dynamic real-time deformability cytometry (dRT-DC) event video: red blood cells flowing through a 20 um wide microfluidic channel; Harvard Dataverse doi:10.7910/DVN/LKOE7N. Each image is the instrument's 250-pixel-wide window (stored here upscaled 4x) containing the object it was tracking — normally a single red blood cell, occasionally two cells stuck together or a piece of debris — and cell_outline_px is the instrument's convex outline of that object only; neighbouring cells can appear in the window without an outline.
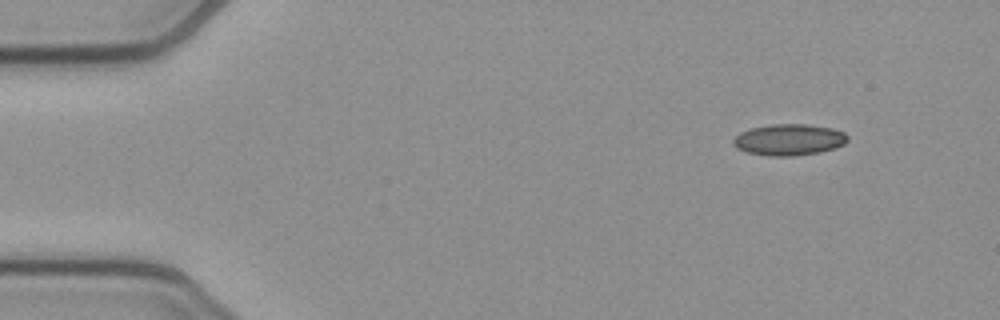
{"species": "common noctule bat (a hibernating species)", "species_latin": "Nyctalus noctula", "temperature_condition": "cold", "stored_images_in_passage": 48, "camera_frame_rate_fps": 3000, "um_per_image_px": 0.085, "animal": {"sex": "female", "body_mass_g": 21.9}, "frame": {"image": 1, "passage_image": 1, "time_ms": 0.0, "image_size_px": [1000, 320], "cell_outline_px": [[848, 140], [844, 144], [836, 148], [820, 152], [792, 156], [768, 156], [748, 152], [736, 148], [732, 144], [732, 140], [740, 132], [752, 128], [772, 124], [808, 124], [832, 128], [844, 132], [848, 136]], "centroid_in_image_um": [67.07, 11.87], "position_along_channel_um": 17.9, "area_um2": 20.98}}
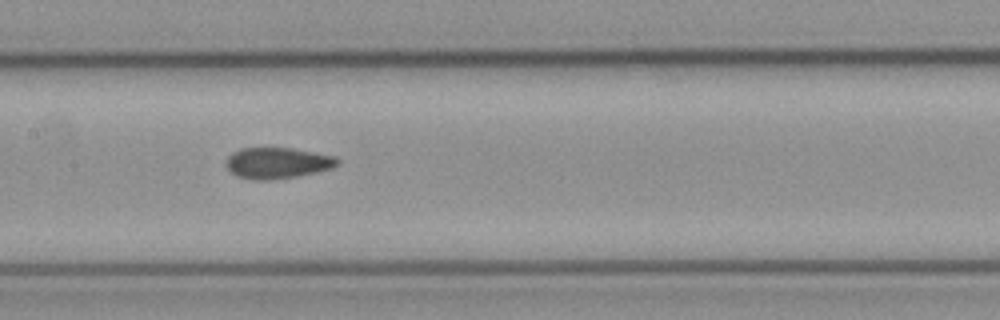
{"frame": {"image": 2, "passage_image": 21, "time_ms": 6.667, "image_size_px": [1000, 320], "cell_outline_px": [[340, 164], [332, 168], [316, 172], [296, 176], [268, 180], [256, 180], [236, 176], [224, 164], [224, 160], [232, 152], [240, 148], [292, 148], [336, 156], [340, 160]], "centroid_in_image_um": [23.57, 13.84], "position_along_channel_um": 183.8, "area_um2": 20.29}}
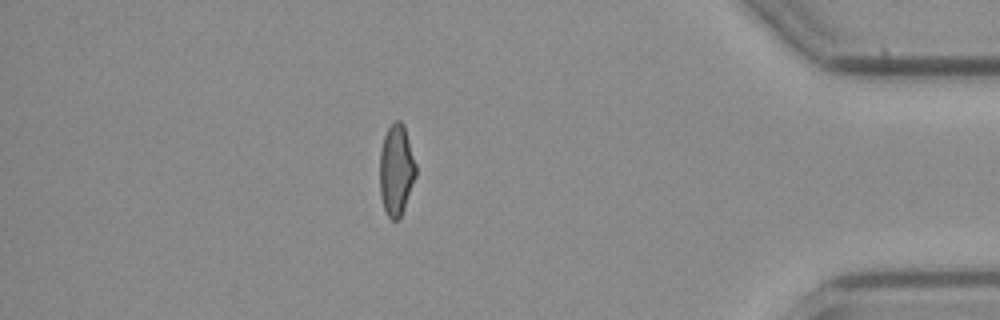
{"frame": {"image": 3, "passage_image": 41, "time_ms": 13.333, "image_size_px": [1000, 320], "cell_outline_px": [[416, 176], [404, 208], [400, 216], [396, 220], [392, 220], [388, 216], [384, 208], [380, 196], [380, 152], [384, 136], [388, 128], [396, 120], [400, 120], [404, 124], [416, 164]], "centroid_in_image_um": [33.68, 14.44], "position_along_channel_um": 401.5, "area_um2": 19.07}, "authors_computed_cell_mechanics": {"area_um2": 20.3167, "velocity_mm_per_s": 3.9108, "shape_relaxation_time_tau1_ms": null, "shape_relaxation_time_tau2_ms": 2.144, "deformation_change_tau1": null, "deformation_change_tau2": 0.0826}}